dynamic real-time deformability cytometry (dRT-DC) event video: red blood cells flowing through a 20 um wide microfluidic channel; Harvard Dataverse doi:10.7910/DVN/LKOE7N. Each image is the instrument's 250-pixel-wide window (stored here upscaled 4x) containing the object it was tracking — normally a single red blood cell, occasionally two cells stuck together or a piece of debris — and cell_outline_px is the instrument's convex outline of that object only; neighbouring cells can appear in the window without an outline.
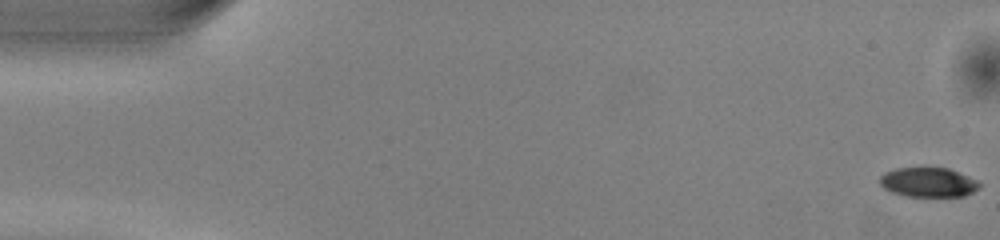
{"species": "common noctule bat (a hibernating species)", "species_latin": "Nyctalus noctula", "temperature_condition": "warm", "stored_images_in_passage": 51, "camera_frame_rate_fps": 3000, "um_per_image_px": 0.085, "animal": {"sex": "male", "body_mass_g": 13.0, "forearm_length_mm": 53.1}, "frame": {"image": 1, "passage_image": 1, "time_ms": 0.0, "image_size_px": [1000, 240], "cell_outline_px": [[980, 188], [964, 196], [908, 196], [892, 192], [884, 188], [880, 184], [880, 176], [884, 172], [896, 168], [948, 168], [968, 176], [976, 180], [980, 184]], "centroid_in_image_um": [78.9, 15.49], "position_along_channel_um": 6.1, "area_um2": 16.99}}
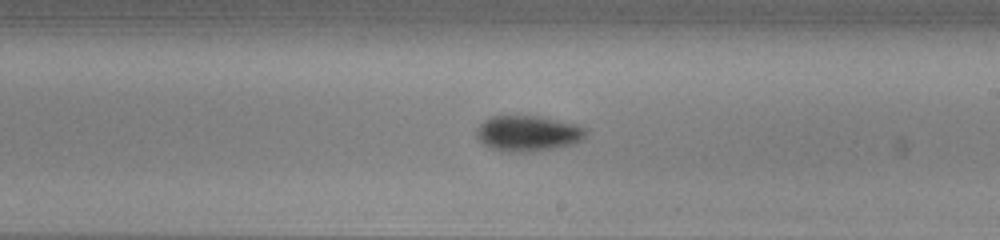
{"frame": {"image": 2, "passage_image": 30, "time_ms": 9.667, "image_size_px": [1000, 240], "cell_outline_px": [[588, 132], [584, 140], [576, 144], [536, 152], [500, 152], [488, 148], [476, 136], [476, 128], [484, 120], [492, 116], [540, 116], [576, 124], [588, 128]], "centroid_in_image_um": [44.91, 11.36], "position_along_channel_um": 244.1, "area_um2": 23.41}}
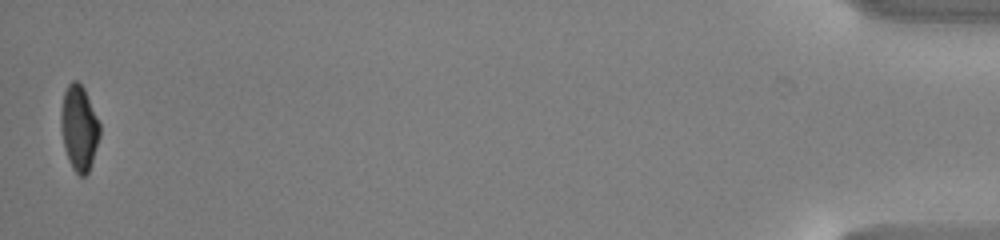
{"frame": {"image": 3, "passage_image": 51, "time_ms": 16.667, "image_size_px": [1000, 240], "cell_outline_px": [[100, 136], [88, 172], [84, 176], [80, 176], [72, 168], [68, 160], [64, 148], [60, 128], [60, 112], [64, 92], [68, 84], [72, 80], [76, 80], [84, 88], [100, 124]], "centroid_in_image_um": [6.7, 10.87], "position_along_channel_um": 428.5, "area_um2": 19.31}, "authors_computed_cell_mechanics": {"area_um2": 20.519, "velocity_mm_per_s": 4.0509, "shape_relaxation_time_tau1_ms": 2.5496, "shape_relaxation_time_tau2_ms": null, "deformation_change_tau1": 0.1303, "deformation_change_tau2": null}}